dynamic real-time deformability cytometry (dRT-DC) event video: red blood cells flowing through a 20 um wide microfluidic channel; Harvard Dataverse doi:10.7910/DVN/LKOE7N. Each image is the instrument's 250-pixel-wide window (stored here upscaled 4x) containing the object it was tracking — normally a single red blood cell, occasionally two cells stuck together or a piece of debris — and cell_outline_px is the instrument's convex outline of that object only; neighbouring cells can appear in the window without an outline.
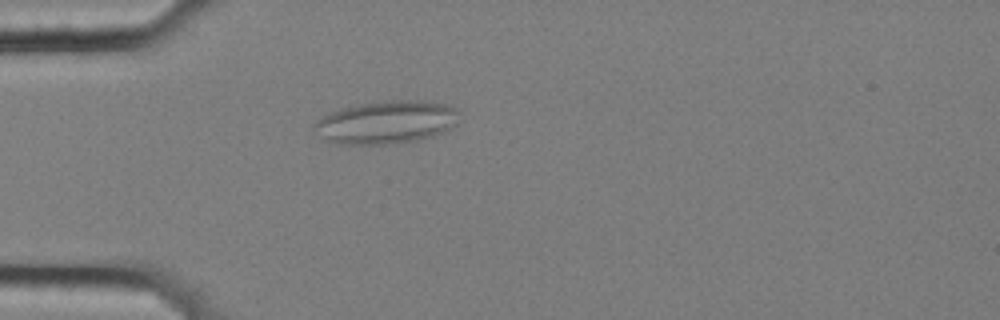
{"species": "common noctule bat (a hibernating species)", "species_latin": "Nyctalus noctula", "temperature_condition": "cold", "stored_images_in_passage": 50, "segment_of_instrument_passage": [1, 2], "camera_frame_rate_fps": 3000, "um_per_image_px": 0.085, "animal": {"sex": "female", "body_mass_g": 25.1}, "frame": {"image": 1, "passage_image": 9, "time_ms": 2.667, "image_size_px": [1000, 320], "cell_outline_px": [[460, 112], [456, 124], [452, 128], [444, 132], [432, 136], [416, 140], [384, 144], [340, 144], [328, 140], [312, 128], [312, 124], [316, 120], [340, 108], [364, 104], [392, 100], [432, 100], [460, 108]], "centroid_in_image_um": [32.92, 10.37], "position_along_channel_um": 52.1, "area_um2": 36.3}}